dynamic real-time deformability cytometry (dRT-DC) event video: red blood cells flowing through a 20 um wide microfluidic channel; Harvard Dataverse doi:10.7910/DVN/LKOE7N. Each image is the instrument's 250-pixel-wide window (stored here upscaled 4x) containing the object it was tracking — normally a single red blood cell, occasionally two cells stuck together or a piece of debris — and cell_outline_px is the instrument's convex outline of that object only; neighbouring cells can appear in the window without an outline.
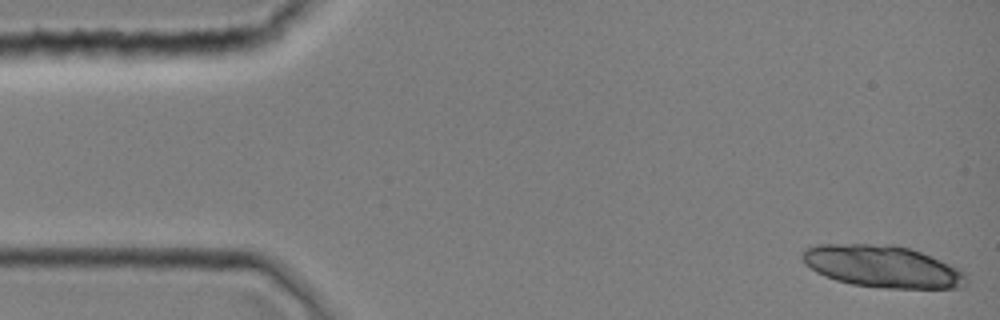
{"species": "common noctule bat (a hibernating species)", "species_latin": "Nyctalus noctula", "temperature_condition": "room temperature", "stored_images_in_passage": 7, "camera_frame_rate_fps": 3000, "um_per_image_px": 0.085, "animal": {"sex": "female", "body_mass_g": 19.0, "forearm_length_mm": 51.5}, "frame": {"image": 1, "passage_image": 1, "time_ms": 0.0, "image_size_px": [1000, 320], "cell_outline_px": [[968, 280], [960, 288], [888, 288], [852, 284], [836, 280], [824, 276], [816, 272], [804, 264], [800, 256], [800, 252], [816, 244], [896, 244], [920, 252], [960, 268], [964, 272]], "centroid_in_image_um": [74.98, 22.64], "position_along_channel_um": 10.0, "area_um2": 40.29}}